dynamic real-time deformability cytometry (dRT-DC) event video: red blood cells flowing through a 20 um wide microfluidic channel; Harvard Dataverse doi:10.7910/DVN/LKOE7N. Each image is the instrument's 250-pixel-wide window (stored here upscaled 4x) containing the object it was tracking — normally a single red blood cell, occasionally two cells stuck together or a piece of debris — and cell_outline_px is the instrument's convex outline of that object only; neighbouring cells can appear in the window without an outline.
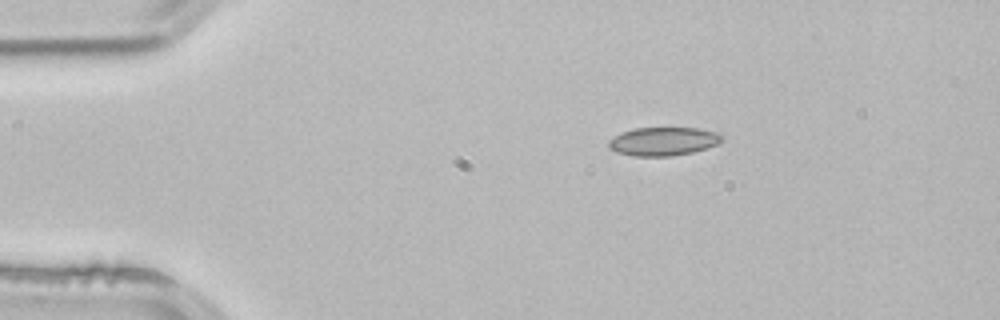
{"species": "common noctule bat (a hibernating species)", "species_latin": "Nyctalus noctula", "temperature_condition": "room temperature", "stored_images_in_passage": 2, "camera_frame_rate_fps": 3000, "um_per_image_px": 0.085, "animal": {"sex": "male", "body_mass_g": 21.5, "forearm_length_mm": 52.0}, "frame": {"image": 1, "passage_image": 1, "time_ms": 0.0, "image_size_px": [1000, 320], "cell_outline_px": [[724, 140], [716, 144], [692, 152], [672, 156], [632, 156], [616, 152], [608, 148], [608, 140], [624, 132], [636, 128], [696, 128], [716, 132], [724, 136]], "centroid_in_image_um": [56.37, 12.02], "position_along_channel_um": 28.6, "area_um2": 18.67}}